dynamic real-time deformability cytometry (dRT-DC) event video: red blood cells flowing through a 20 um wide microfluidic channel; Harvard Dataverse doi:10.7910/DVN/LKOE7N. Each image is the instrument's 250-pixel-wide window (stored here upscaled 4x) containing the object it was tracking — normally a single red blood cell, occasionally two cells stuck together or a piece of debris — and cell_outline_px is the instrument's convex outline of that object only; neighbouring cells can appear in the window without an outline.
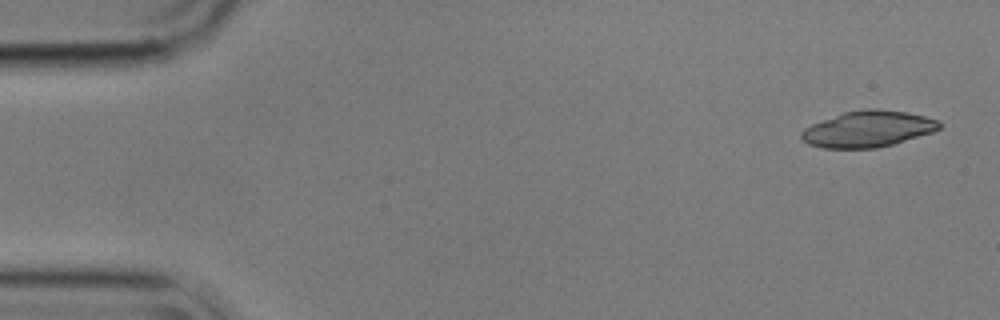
{"species": "common noctule bat (a hibernating species)", "species_latin": "Nyctalus noctula", "temperature_condition": "cold", "stored_images_in_passage": 4, "camera_frame_rate_fps": 3000, "um_per_image_px": 0.085, "animal": {"sex": "male", "body_mass_g": 17.9}, "frame": {"image": 1, "passage_image": 1, "time_ms": 0.0, "image_size_px": [1000, 320], "cell_outline_px": [[940, 128], [932, 132], [892, 144], [876, 148], [820, 148], [808, 144], [800, 136], [800, 132], [804, 128], [812, 124], [844, 112], [868, 108], [876, 108], [908, 112], [940, 120]], "centroid_in_image_um": [73.76, 10.96], "position_along_channel_um": 11.2, "area_um2": 29.02}}